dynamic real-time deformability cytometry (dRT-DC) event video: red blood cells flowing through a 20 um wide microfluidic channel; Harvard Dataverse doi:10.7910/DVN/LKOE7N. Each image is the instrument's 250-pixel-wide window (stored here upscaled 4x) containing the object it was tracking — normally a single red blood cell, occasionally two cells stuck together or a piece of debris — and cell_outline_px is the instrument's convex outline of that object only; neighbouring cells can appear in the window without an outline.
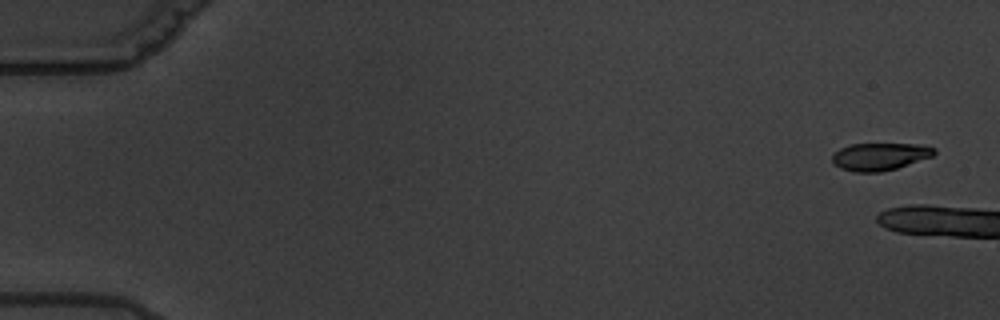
{"species": "common noctule bat (a hibernating species)", "species_latin": "Nyctalus noctula", "temperature_condition": "warm", "stored_images_in_passage": 7, "camera_frame_rate_fps": 3000, "um_per_image_px": 0.085, "animal": {"sex": "male", "body_mass_g": 19.5, "forearm_length_mm": 54.6}, "frame": {"image": 1, "passage_image": 1, "time_ms": 0.0, "image_size_px": [1000, 320], "cell_outline_px": [[936, 152], [932, 156], [896, 168], [880, 172], [856, 172], [840, 168], [832, 164], [832, 156], [840, 148], [852, 144], [920, 144], [936, 148]], "centroid_in_image_um": [74.77, 13.3], "position_along_channel_um": 10.2, "area_um2": 16.24}}
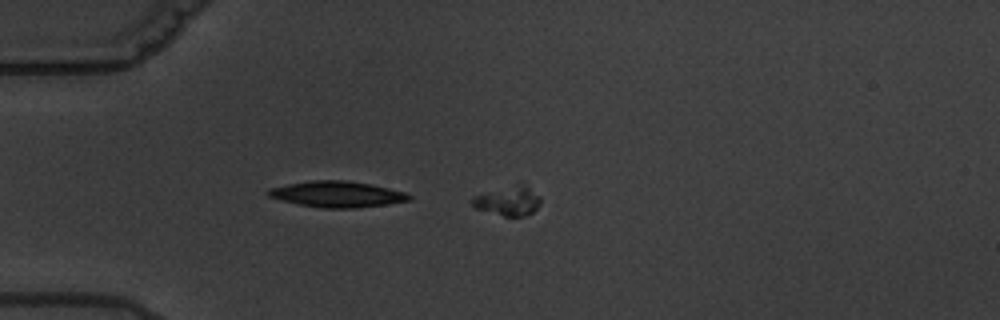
{"frame": {"image": 2, "passage_image": 6, "time_ms": 7.667, "image_size_px": [1000, 320], "cell_outline_px": [[540, 204], [532, 212], [524, 216], [504, 216], [476, 208], [472, 204], [472, 196], [524, 184], [540, 196]], "centroid_in_image_um": [43.22, 17.11], "position_along_channel_um": 41.8, "area_um2": 11.1}}